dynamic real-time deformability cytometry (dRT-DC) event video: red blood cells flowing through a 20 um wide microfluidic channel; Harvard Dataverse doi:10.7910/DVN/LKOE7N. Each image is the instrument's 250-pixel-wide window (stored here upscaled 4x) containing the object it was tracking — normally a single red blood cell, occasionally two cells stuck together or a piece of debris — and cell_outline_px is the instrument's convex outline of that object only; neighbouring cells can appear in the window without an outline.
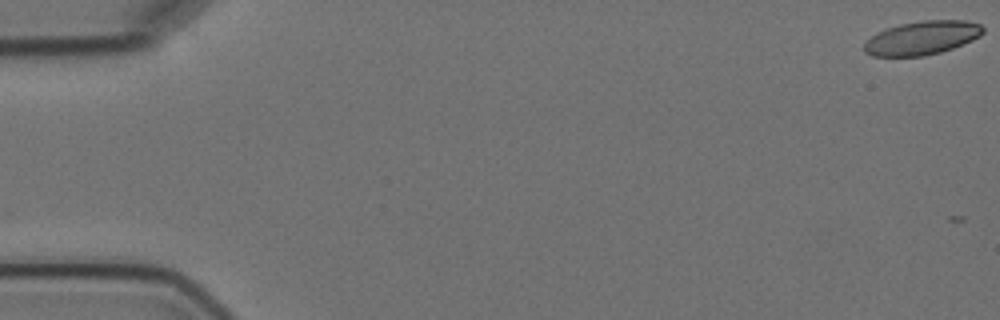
{"species": "Egyptian fruit bat (a non-hibernating species)", "species_latin": "Rousettus aegyptiacus", "temperature_condition": "cold", "stored_images_in_passage": 3, "camera_frame_rate_fps": 3000, "um_per_image_px": 0.085, "animal": {"sex": "female"}, "frame": {"image": 1, "passage_image": 1, "time_ms": 0.0, "image_size_px": [1000, 320], "cell_outline_px": [[984, 32], [980, 36], [964, 44], [940, 52], [924, 56], [872, 56], [864, 52], [864, 44], [876, 32], [884, 28], [900, 24], [924, 20], [964, 20], [980, 24], [984, 28]], "centroid_in_image_um": [78.37, 3.22], "position_along_channel_um": 6.6, "area_um2": 23.41}}